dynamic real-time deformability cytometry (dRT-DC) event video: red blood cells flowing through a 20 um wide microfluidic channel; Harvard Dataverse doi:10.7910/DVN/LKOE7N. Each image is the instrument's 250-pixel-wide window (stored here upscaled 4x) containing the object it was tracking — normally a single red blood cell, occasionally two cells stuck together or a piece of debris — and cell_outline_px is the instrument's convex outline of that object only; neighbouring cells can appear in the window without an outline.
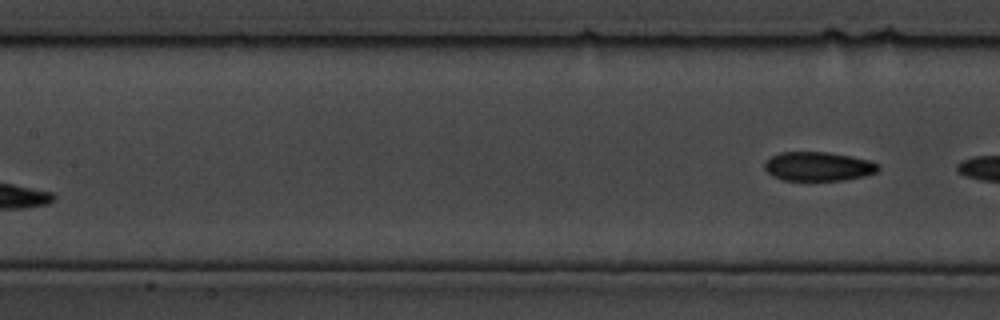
{"species": "common noctule bat (a hibernating species)", "species_latin": "Nyctalus noctula", "temperature_condition": "cold", "stored_images_in_passage": 10, "segment_of_instrument_passage": [2, 2], "camera_frame_rate_fps": 3000, "um_per_image_px": 0.085, "animal": {"sex": "male", "body_mass_g": 19.5, "forearm_length_mm": 54.6}, "frame": {"image": 1, "passage_image": 10, "time_ms": 3.0, "image_size_px": [1000, 320], "cell_outline_px": [[880, 168], [876, 172], [864, 176], [844, 180], [784, 180], [772, 176], [764, 168], [764, 164], [772, 156], [780, 152], [828, 152], [868, 160], [880, 164]], "centroid_in_image_um": [69.55, 14.15], "position_along_channel_um": 137.8, "area_um2": 19.13}}